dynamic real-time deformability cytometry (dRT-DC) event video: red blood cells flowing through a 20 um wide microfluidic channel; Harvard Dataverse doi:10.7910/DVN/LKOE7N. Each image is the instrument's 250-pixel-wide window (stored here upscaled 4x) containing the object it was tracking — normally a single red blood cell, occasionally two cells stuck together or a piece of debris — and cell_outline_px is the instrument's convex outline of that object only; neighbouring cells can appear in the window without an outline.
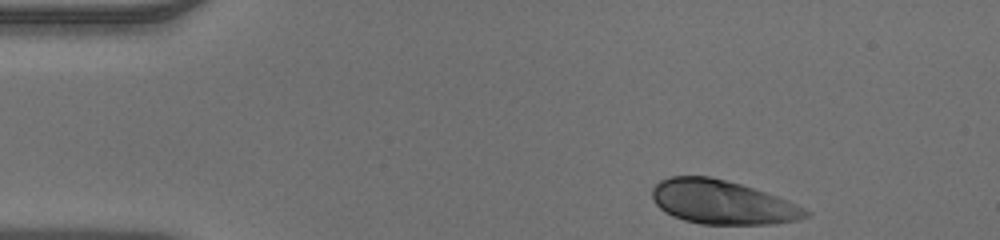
{"species": "human", "species_latin": "Homo sapiens", "temperature_condition": "warm", "stored_images_in_passage": 43, "camera_frame_rate_fps": 3000, "um_per_image_px": 0.085, "donor": {"sex": "male"}, "frame": {"image": 1, "passage_image": 1, "time_ms": 0.0, "image_size_px": [1000, 240], "cell_outline_px": [[812, 212], [808, 216], [800, 220], [776, 224], [700, 224], [684, 220], [672, 216], [664, 212], [656, 204], [652, 196], [652, 188], [660, 180], [668, 176], [708, 176], [740, 184], [788, 200]], "centroid_in_image_um": [61.39, 17.2], "position_along_channel_um": 23.6, "area_um2": 39.3}}
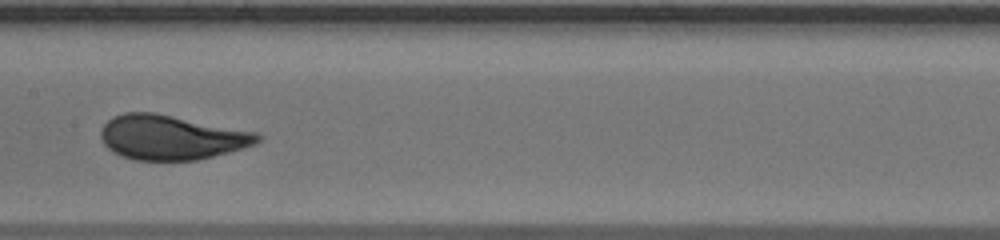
{"frame": {"image": 2, "passage_image": 19, "time_ms": 6.0, "image_size_px": [1000, 240], "cell_outline_px": [[264, 136], [256, 144], [228, 152], [196, 160], [132, 160], [120, 156], [112, 152], [104, 144], [100, 136], [100, 132], [104, 124], [112, 116], [124, 112], [156, 112], [256, 132]], "centroid_in_image_um": [14.53, 11.67], "position_along_channel_um": 192.9, "area_um2": 40.98}}
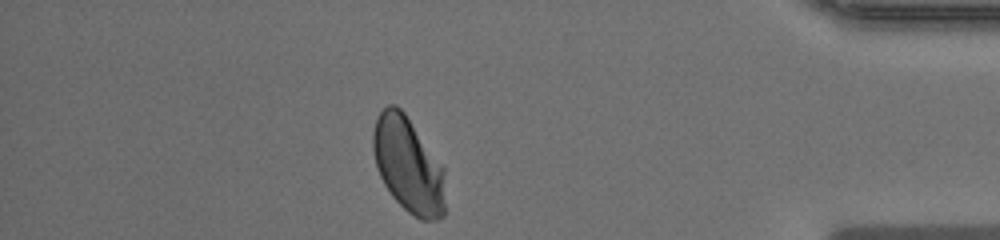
{"frame": {"image": 3, "passage_image": 37, "time_ms": 12.0, "image_size_px": [1000, 240], "cell_outline_px": [[444, 216], [436, 220], [420, 220], [408, 212], [392, 196], [384, 184], [380, 176], [376, 164], [372, 148], [372, 132], [376, 116], [388, 104], [396, 104], [404, 112], [444, 168]], "centroid_in_image_um": [34.68, 14.02], "position_along_channel_um": 400.5, "area_um2": 40.11}}